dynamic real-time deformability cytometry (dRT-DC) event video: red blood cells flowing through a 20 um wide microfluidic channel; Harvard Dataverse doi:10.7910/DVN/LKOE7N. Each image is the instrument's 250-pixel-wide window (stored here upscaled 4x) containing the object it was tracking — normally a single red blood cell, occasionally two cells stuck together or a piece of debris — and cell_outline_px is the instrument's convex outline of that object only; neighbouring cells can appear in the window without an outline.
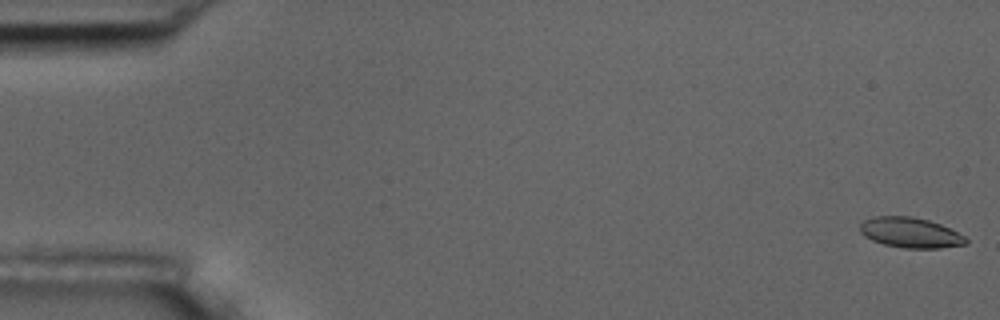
{"species": "common noctule bat (a hibernating species)", "species_latin": "Nyctalus noctula", "temperature_condition": "room temperature", "stored_images_in_passage": 56, "camera_frame_rate_fps": 3000, "um_per_image_px": 0.085, "animal": {"sex": "male", "body_mass_g": 17.5, "forearm_length_mm": 52.3}, "frame": {"image": 1, "passage_image": 1, "time_ms": 0.0, "image_size_px": [1000, 320], "cell_outline_px": [[968, 244], [940, 248], [904, 248], [884, 244], [872, 240], [864, 236], [860, 232], [860, 224], [864, 220], [872, 216], [912, 216], [928, 220], [940, 224], [964, 236], [968, 240]], "centroid_in_image_um": [77.36, 19.77], "position_along_channel_um": 7.6, "area_um2": 18.67}}
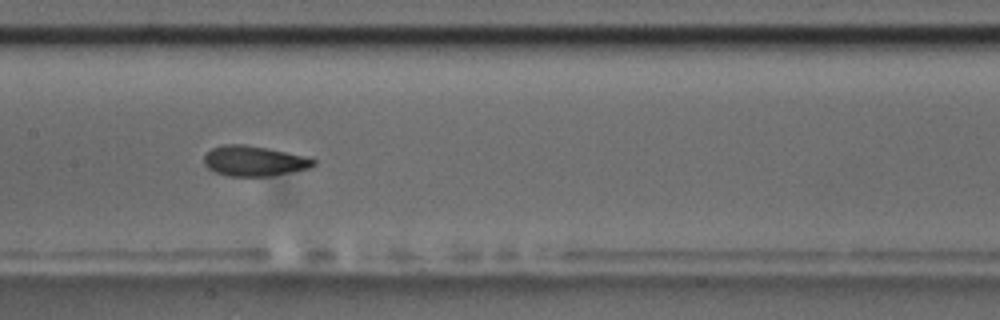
{"frame": {"image": 2, "passage_image": 28, "time_ms": 9.0, "image_size_px": [1000, 320], "cell_outline_px": [[316, 164], [312, 168], [268, 176], [228, 176], [216, 172], [208, 168], [204, 164], [204, 156], [212, 148], [224, 144], [244, 144], [268, 148], [308, 156], [316, 160]], "centroid_in_image_um": [21.63, 13.67], "position_along_channel_um": 185.8, "area_um2": 19.42}}
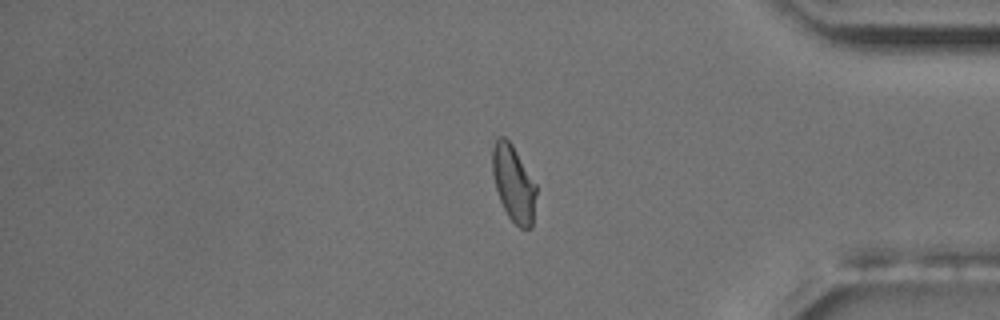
{"frame": {"image": 3, "passage_image": 47, "time_ms": 15.333, "image_size_px": [1000, 320], "cell_outline_px": [[536, 196], [532, 228], [520, 228], [508, 216], [500, 200], [496, 188], [492, 172], [492, 148], [496, 136], [504, 136], [512, 144], [536, 184]], "centroid_in_image_um": [43.64, 15.57], "position_along_channel_um": 391.6, "area_um2": 19.48}, "authors_computed_cell_mechanics": {"area_um2": 19.363, "velocity_mm_per_s": 3.6064, "shape_relaxation_time_tau1_ms": 10.0712, "shape_relaxation_time_tau2_ms": 1.6745, "deformation_change_tau1": 0.2023, "deformation_change_tau2": 0.0602}}